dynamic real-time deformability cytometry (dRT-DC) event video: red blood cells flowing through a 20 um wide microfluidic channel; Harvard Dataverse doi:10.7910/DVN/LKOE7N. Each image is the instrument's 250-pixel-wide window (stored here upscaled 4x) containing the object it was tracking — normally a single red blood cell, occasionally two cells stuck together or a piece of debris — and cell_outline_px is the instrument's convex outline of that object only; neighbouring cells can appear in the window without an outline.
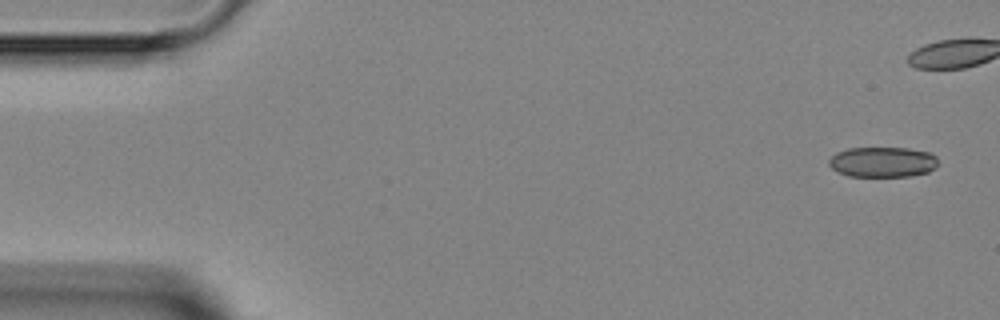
{"species": "Egyptian fruit bat (a non-hibernating species)", "species_latin": "Rousettus aegyptiacus", "temperature_condition": "room temperature", "stored_images_in_passage": 5, "camera_frame_rate_fps": 3000, "um_per_image_px": 0.085, "animal": {"sex": "female"}, "frame": {"image": 1, "passage_image": 1, "time_ms": 0.0, "image_size_px": [1000, 320], "cell_outline_px": [[936, 168], [928, 172], [908, 176], [848, 176], [832, 168], [828, 164], [828, 160], [836, 152], [848, 148], [908, 148], [932, 152], [936, 156]], "centroid_in_image_um": [75.03, 13.76], "position_along_channel_um": 10.0, "area_um2": 19.31}}